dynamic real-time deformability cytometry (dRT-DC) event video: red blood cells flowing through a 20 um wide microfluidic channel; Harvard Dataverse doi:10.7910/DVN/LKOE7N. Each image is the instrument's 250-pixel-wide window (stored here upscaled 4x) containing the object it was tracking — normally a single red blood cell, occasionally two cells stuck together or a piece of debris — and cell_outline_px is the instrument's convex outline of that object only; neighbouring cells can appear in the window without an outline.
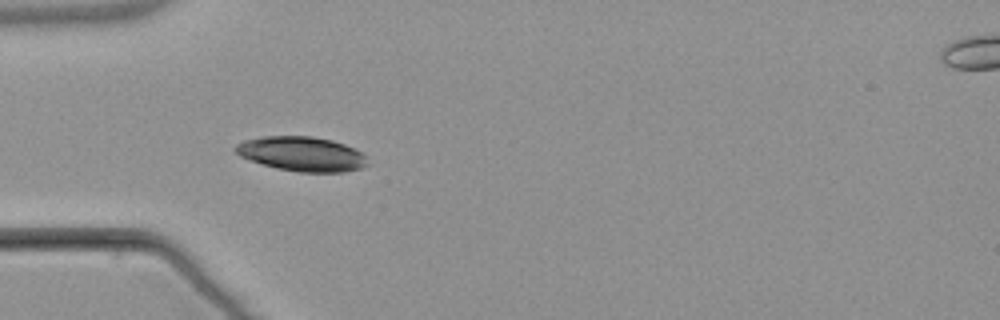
{"species": "common noctule bat (a hibernating species)", "species_latin": "Nyctalus noctula", "temperature_condition": "warm", "stored_images_in_passage": 3, "camera_frame_rate_fps": 3000, "um_per_image_px": 0.085, "animal": {"sex": "male", "body_mass_g": 21.5, "forearm_length_mm": 52.0}, "frame": {"image": 1, "passage_image": 2, "time_ms": 1.333, "image_size_px": [1000, 320], "cell_outline_px": [[368, 164], [360, 168], [344, 172], [300, 172], [276, 168], [240, 156], [232, 148], [236, 144], [244, 140], [264, 136], [312, 136], [332, 140], [344, 144], [360, 152], [364, 156]], "centroid_in_image_um": [25.63, 13.07], "position_along_channel_um": 59.4, "area_um2": 26.36}}